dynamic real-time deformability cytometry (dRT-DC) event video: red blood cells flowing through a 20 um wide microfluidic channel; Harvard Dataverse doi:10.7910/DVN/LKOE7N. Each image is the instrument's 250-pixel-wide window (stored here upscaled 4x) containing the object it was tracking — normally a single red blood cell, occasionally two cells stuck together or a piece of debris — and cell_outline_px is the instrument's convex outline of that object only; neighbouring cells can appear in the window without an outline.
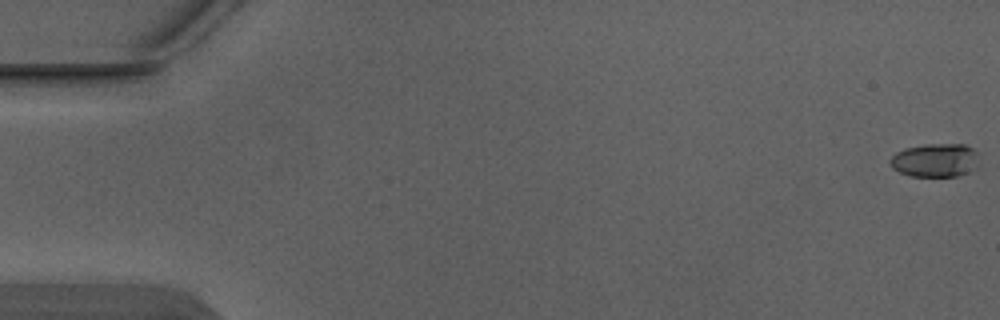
{"species": "Egyptian fruit bat (a non-hibernating species)", "species_latin": "Rousettus aegyptiacus", "temperature_condition": "warm", "stored_images_in_passage": 6, "camera_frame_rate_fps": 3000, "um_per_image_px": 0.085, "animal": {"sex": "male"}, "frame": {"image": 1, "passage_image": 1, "time_ms": 0.0, "image_size_px": [1000, 320], "cell_outline_px": [[976, 168], [972, 172], [956, 176], [908, 176], [892, 168], [888, 160], [896, 152], [904, 148], [924, 144], [964, 144], [972, 148], [976, 152]], "centroid_in_image_um": [79.46, 13.62], "position_along_channel_um": 5.5, "area_um2": 17.51}}
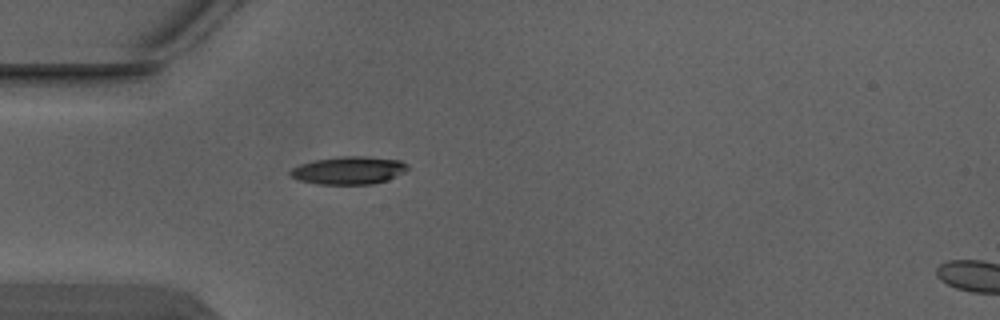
{"frame": {"image": 2, "passage_image": 5, "time_ms": 1.333, "image_size_px": [1000, 320], "cell_outline_px": [[408, 168], [404, 172], [388, 180], [372, 184], [316, 184], [300, 180], [288, 176], [288, 172], [292, 168], [300, 164], [312, 160], [340, 156], [364, 156], [400, 160], [408, 164]], "centroid_in_image_um": [29.61, 14.48], "position_along_channel_um": 55.4, "area_um2": 19.19}}